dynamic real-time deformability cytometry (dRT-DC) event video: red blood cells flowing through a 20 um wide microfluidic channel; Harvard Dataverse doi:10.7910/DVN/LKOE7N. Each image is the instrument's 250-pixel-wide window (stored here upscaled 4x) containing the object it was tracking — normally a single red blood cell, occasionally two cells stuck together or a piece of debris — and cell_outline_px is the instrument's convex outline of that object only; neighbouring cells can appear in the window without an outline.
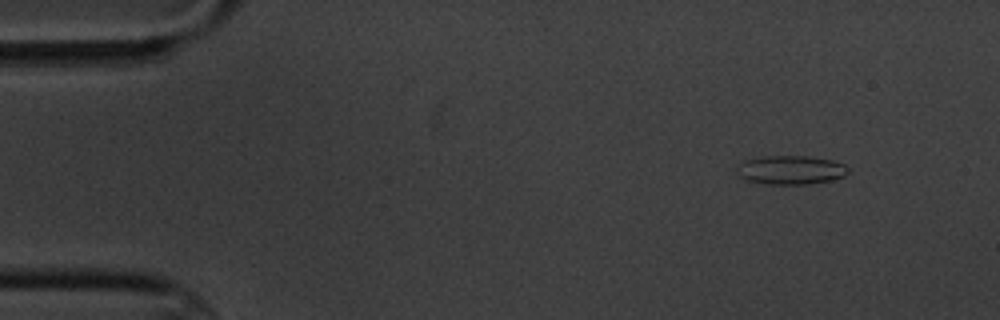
{"species": "common noctule bat (a hibernating species)", "species_latin": "Nyctalus noctula", "temperature_condition": "cold", "stored_images_in_passage": 5, "camera_frame_rate_fps": 3000, "um_per_image_px": 0.085, "animal": {"sex": "male", "body_mass_g": 20.1, "forearm_length_mm": 53.5}, "frame": {"image": 1, "passage_image": 1, "time_ms": 0.0, "image_size_px": [1000, 320], "cell_outline_px": [[848, 172], [844, 176], [832, 180], [808, 184], [768, 184], [748, 180], [740, 176], [736, 172], [736, 168], [744, 160], [764, 156], [808, 156], [832, 160], [844, 164], [848, 168]], "centroid_in_image_um": [67.22, 14.44], "position_along_channel_um": 17.8, "area_um2": 18.67}}
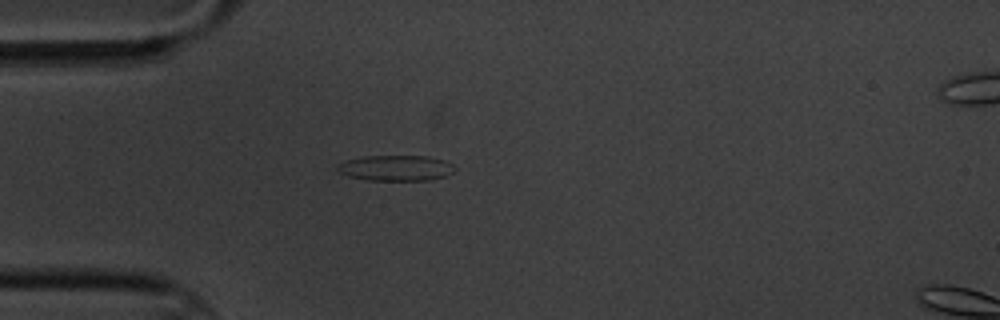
{"frame": {"image": 2, "passage_image": 4, "time_ms": 3.333, "image_size_px": [1000, 320], "cell_outline_px": [[456, 168], [452, 172], [444, 176], [428, 180], [368, 180], [348, 176], [336, 172], [336, 164], [344, 160], [364, 156], [428, 156], [444, 160], [452, 164]], "centroid_in_image_um": [33.58, 14.27], "position_along_channel_um": 51.4, "area_um2": 17.63}}